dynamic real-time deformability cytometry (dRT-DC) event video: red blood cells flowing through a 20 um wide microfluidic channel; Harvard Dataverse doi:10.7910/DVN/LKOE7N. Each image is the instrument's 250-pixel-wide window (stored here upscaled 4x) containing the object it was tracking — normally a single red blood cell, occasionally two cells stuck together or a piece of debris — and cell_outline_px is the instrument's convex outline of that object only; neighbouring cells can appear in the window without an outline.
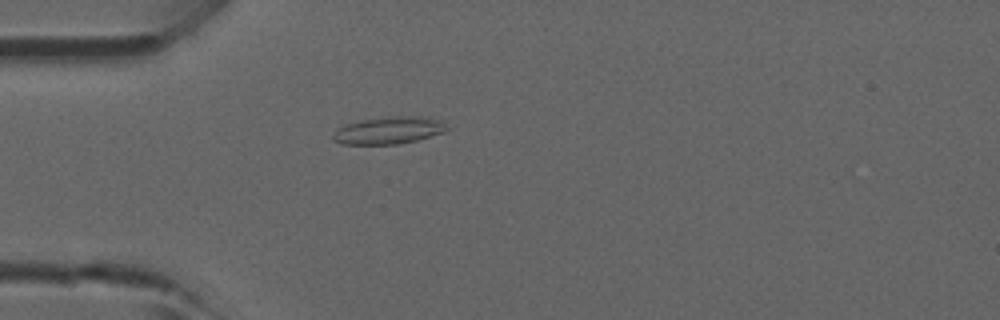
{"species": "common noctule bat (a hibernating species)", "species_latin": "Nyctalus noctula", "temperature_condition": "room temperature", "stored_images_in_passage": 34, "camera_frame_rate_fps": 3000, "um_per_image_px": 0.085, "animal": {"sex": "male", "forearm_length_mm": 52.5}, "frame": {"image": 1, "passage_image": 1, "time_ms": 0.0, "image_size_px": [1000, 320], "cell_outline_px": [[452, 128], [444, 132], [416, 140], [396, 144], [340, 144], [332, 140], [332, 136], [344, 124], [364, 120], [392, 116], [428, 116], [440, 120]], "centroid_in_image_um": [33.1, 11.07], "position_along_channel_um": 51.9, "area_um2": 18.09}}
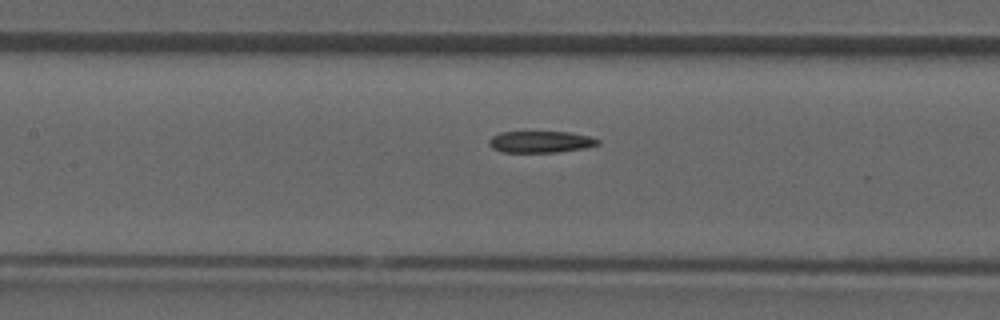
{"frame": {"image": 2, "passage_image": 9, "time_ms": 2.667, "image_size_px": [1000, 320], "cell_outline_px": [[600, 144], [584, 148], [556, 152], [504, 152], [492, 148], [488, 144], [488, 140], [492, 136], [500, 132], [572, 132], [592, 136], [600, 140]], "centroid_in_image_um": [45.97, 12.05], "position_along_channel_um": 161.4, "area_um2": 13.81}}
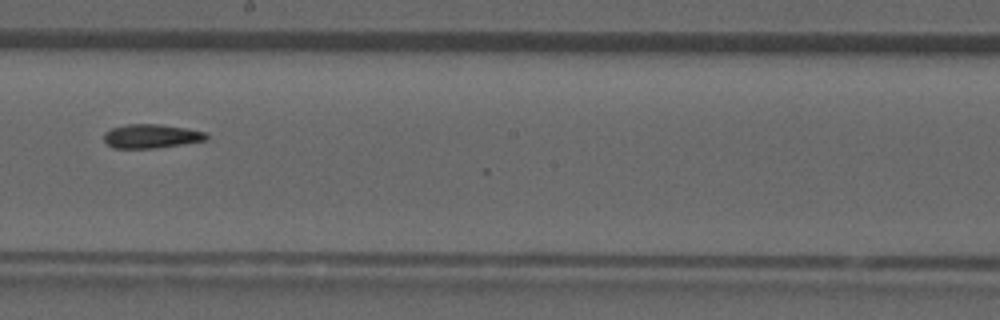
{"frame": {"image": 3, "passage_image": 14, "time_ms": 4.333, "image_size_px": [1000, 320], "cell_outline_px": [[208, 140], [156, 148], [112, 148], [104, 140], [104, 132], [112, 128], [128, 124], [160, 124], [188, 128], [204, 132], [208, 136]], "centroid_in_image_um": [12.86, 11.57], "position_along_channel_um": 235.3, "area_um2": 14.33}}